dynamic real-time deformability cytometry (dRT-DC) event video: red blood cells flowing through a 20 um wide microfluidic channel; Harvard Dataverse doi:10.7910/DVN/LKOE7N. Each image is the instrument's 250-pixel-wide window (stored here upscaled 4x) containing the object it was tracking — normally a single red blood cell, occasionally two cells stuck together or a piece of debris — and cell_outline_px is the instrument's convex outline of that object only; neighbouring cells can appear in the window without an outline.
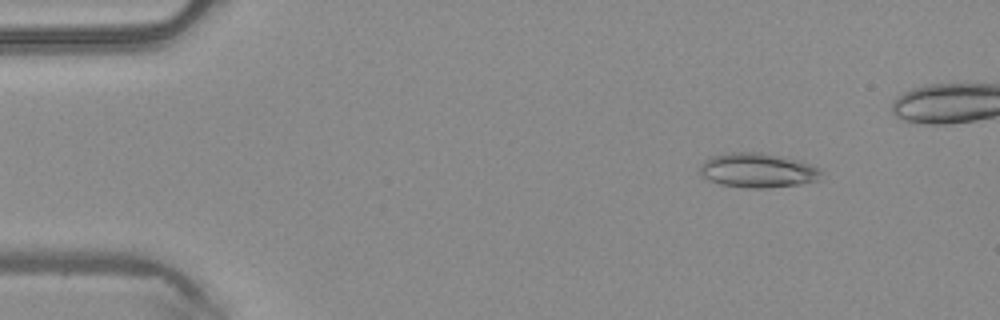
{"species": "common noctule bat (a hibernating species)", "species_latin": "Nyctalus noctula", "temperature_condition": "warm", "stored_images_in_passage": 5, "camera_frame_rate_fps": 3000, "um_per_image_px": 0.085, "animal": {"sex": "male", "body_mass_g": 20.4}, "frame": {"image": 1, "passage_image": 2, "time_ms": 0.333, "image_size_px": [1000, 320], "cell_outline_px": [[824, 172], [820, 180], [800, 184], [768, 188], [748, 188], [720, 184], [708, 180], [700, 176], [700, 164], [704, 160], [712, 156], [724, 152], [760, 152], [800, 160], [812, 164], [820, 168]], "centroid_in_image_um": [64.42, 14.48], "position_along_channel_um": 20.6, "area_um2": 24.91}}